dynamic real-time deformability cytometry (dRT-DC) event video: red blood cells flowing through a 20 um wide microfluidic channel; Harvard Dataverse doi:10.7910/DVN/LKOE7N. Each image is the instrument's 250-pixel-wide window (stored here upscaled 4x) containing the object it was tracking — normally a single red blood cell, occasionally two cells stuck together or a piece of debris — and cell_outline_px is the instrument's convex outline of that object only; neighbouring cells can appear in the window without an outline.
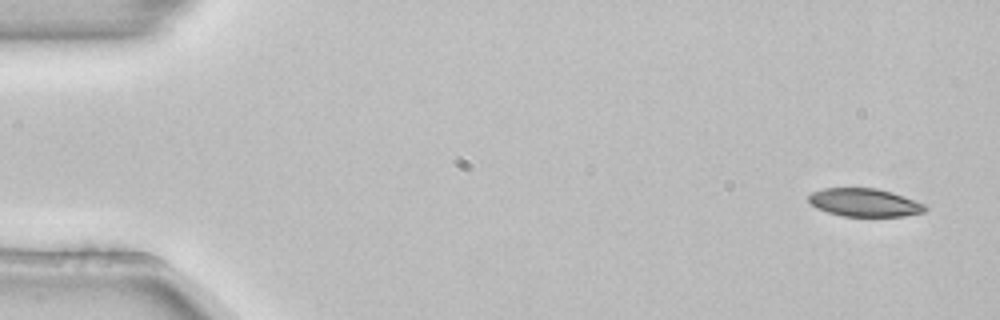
{"species": "common noctule bat (a hibernating species)", "species_latin": "Nyctalus noctula", "temperature_condition": "room temperature", "stored_images_in_passage": 4, "camera_frame_rate_fps": 3000, "um_per_image_px": 0.085, "animal": {"sex": "female", "body_mass_g": 22.7, "forearm_length_mm": 54.2}, "frame": {"image": 1, "passage_image": 1, "time_ms": 0.0, "image_size_px": [1000, 320], "cell_outline_px": [[928, 208], [924, 212], [904, 216], [844, 216], [828, 212], [816, 208], [808, 200], [808, 196], [812, 192], [824, 188], [876, 188], [892, 192], [904, 196], [924, 204]], "centroid_in_image_um": [73.49, 17.21], "position_along_channel_um": 11.5, "area_um2": 19.02}}